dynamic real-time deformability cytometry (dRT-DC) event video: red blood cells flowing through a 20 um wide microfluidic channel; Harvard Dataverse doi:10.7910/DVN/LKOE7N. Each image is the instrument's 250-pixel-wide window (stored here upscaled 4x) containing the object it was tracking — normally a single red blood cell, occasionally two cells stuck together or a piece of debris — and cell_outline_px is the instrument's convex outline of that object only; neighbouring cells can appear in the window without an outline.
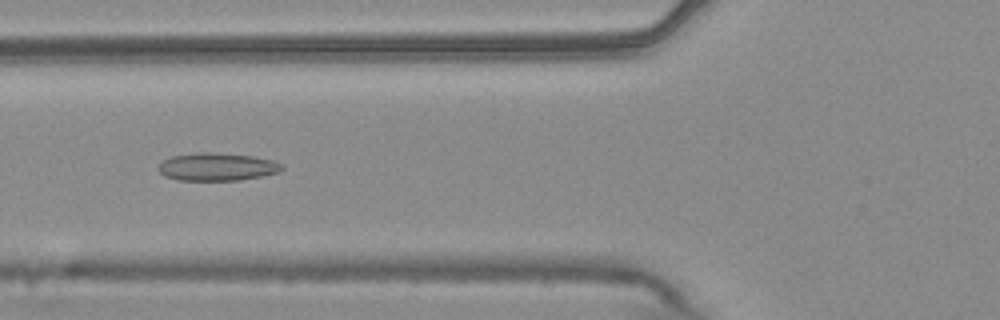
{"species": "common noctule bat (a hibernating species)", "species_latin": "Nyctalus noctula", "temperature_condition": "warm", "stored_images_in_passage": 55, "camera_frame_rate_fps": 3000, "um_per_image_px": 0.085, "animal": {"sex": "male", "body_mass_g": 20.4}, "frame": {"image": 1, "passage_image": 21, "time_ms": 6.667, "image_size_px": [1000, 320], "cell_outline_px": [[284, 168], [280, 172], [240, 180], [180, 180], [164, 176], [156, 168], [164, 160], [172, 156], [200, 152], [212, 152], [252, 156], [272, 160], [280, 164]], "centroid_in_image_um": [18.43, 14.18], "position_along_channel_um": 107.4, "area_um2": 19.88}}
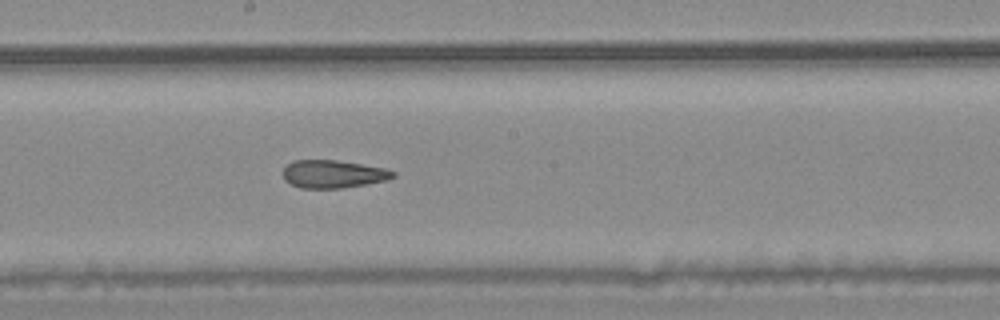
{"frame": {"image": 2, "passage_image": 30, "time_ms": 9.667, "image_size_px": [1000, 320], "cell_outline_px": [[396, 176], [388, 180], [344, 188], [300, 188], [284, 180], [284, 168], [292, 160], [336, 160], [384, 168], [396, 172]], "centroid_in_image_um": [28.33, 14.8], "position_along_channel_um": 219.9, "area_um2": 17.86}}
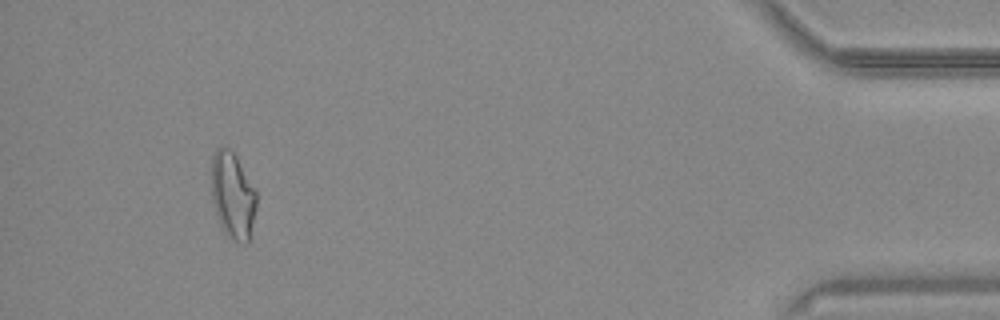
{"frame": {"image": 3, "passage_image": 51, "time_ms": 16.667, "image_size_px": [1000, 320], "cell_outline_px": [[256, 208], [248, 244], [244, 244], [228, 236], [220, 228], [212, 200], [212, 156], [216, 148], [228, 148], [236, 156], [256, 192]], "centroid_in_image_um": [19.77, 16.65], "position_along_channel_um": 415.4, "area_um2": 22.48}, "authors_computed_cell_mechanics": {"area_um2": 20.6346, "velocity_mm_per_s": 3.7422, "shape_relaxation_time_tau1_ms": null, "shape_relaxation_time_tau2_ms": 1.762, "deformation_change_tau1": null, "deformation_change_tau2": 0.0947}}